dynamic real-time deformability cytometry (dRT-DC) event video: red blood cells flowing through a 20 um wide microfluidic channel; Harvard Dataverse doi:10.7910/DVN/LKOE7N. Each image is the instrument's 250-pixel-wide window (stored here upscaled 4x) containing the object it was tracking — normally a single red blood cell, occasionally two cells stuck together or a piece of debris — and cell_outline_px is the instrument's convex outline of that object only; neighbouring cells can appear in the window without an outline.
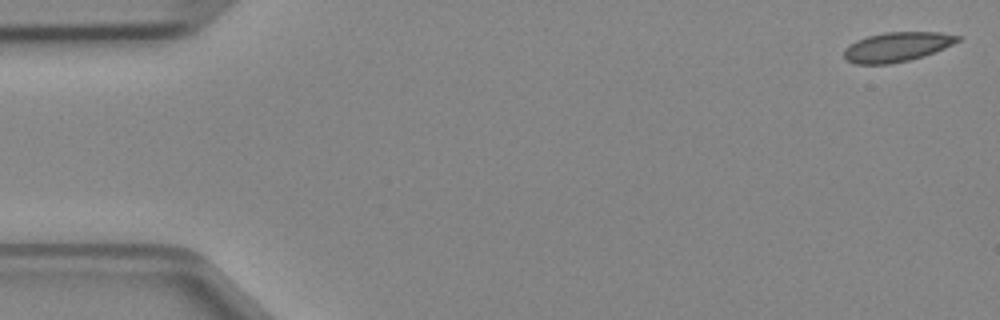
{"species": "Egyptian fruit bat (a non-hibernating species)", "species_latin": "Rousettus aegyptiacus", "temperature_condition": "cold", "stored_images_in_passage": 47, "camera_frame_rate_fps": 3000, "um_per_image_px": 0.085, "animal": {"sex": "female"}, "frame": {"image": 1, "passage_image": 1, "time_ms": 0.0, "image_size_px": [1000, 320], "cell_outline_px": [[964, 36], [960, 40], [944, 48], [924, 56], [908, 60], [888, 64], [856, 64], [848, 60], [844, 56], [844, 48], [856, 40], [868, 36], [884, 32], [940, 32]], "centroid_in_image_um": [76.26, 3.97], "position_along_channel_um": 8.7, "area_um2": 19.54}}
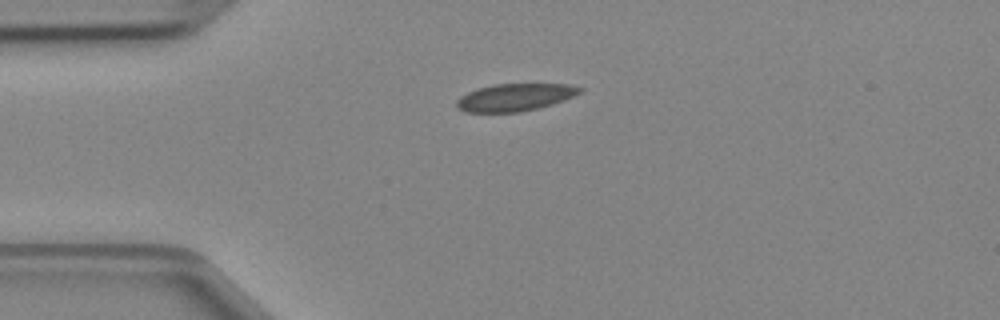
{"frame": {"image": 2, "passage_image": 11, "time_ms": 3.333, "image_size_px": [1000, 320], "cell_outline_px": [[584, 88], [580, 92], [564, 100], [552, 104], [520, 112], [464, 112], [456, 108], [456, 100], [460, 96], [468, 92], [480, 88], [496, 84], [568, 84]], "centroid_in_image_um": [43.74, 8.27], "position_along_channel_um": 41.3, "area_um2": 19.54}}
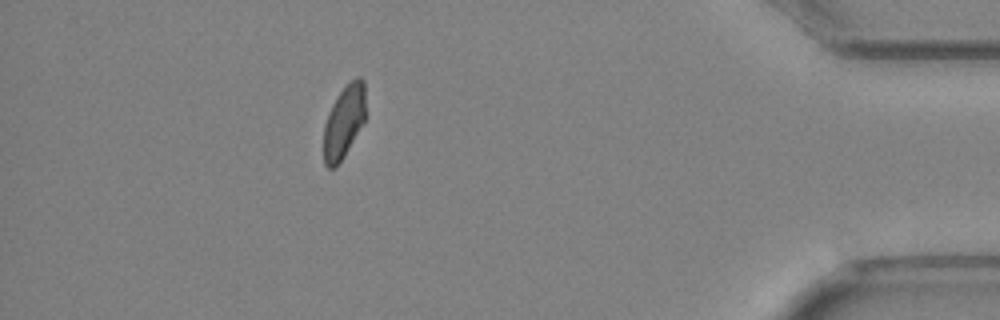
{"frame": {"image": 3, "passage_image": 42, "time_ms": 13.667, "image_size_px": [1000, 320], "cell_outline_px": [[364, 120], [344, 156], [336, 168], [328, 168], [324, 164], [324, 124], [328, 112], [332, 104], [340, 92], [356, 76], [360, 76], [364, 80]], "centroid_in_image_um": [29.21, 10.36], "position_along_channel_um": 406.0, "area_um2": 17.46}}